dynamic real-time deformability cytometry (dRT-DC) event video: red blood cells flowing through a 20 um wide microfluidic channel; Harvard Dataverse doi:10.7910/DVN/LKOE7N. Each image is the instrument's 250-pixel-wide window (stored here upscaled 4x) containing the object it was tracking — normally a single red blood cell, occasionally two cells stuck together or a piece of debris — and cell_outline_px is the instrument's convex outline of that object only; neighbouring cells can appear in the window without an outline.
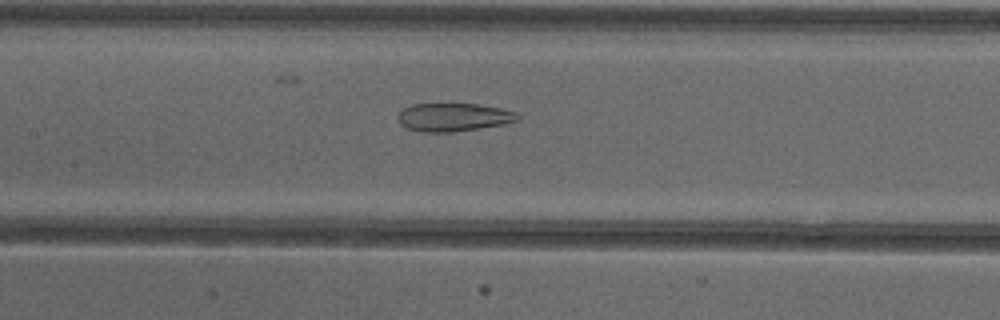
{"species": "common noctule bat (a hibernating species)", "species_latin": "Nyctalus noctula", "temperature_condition": "cold", "stored_images_in_passage": 52, "camera_frame_rate_fps": 3000, "um_per_image_px": 0.085, "animal": {"sex": "female"}, "frame": {"image": 1, "passage_image": 25, "time_ms": 8.0, "image_size_px": [1000, 320], "cell_outline_px": [[520, 120], [504, 124], [452, 132], [420, 132], [408, 128], [400, 124], [396, 116], [404, 108], [412, 104], [476, 104], [500, 108], [516, 112], [520, 116]], "centroid_in_image_um": [38.54, 9.96], "position_along_channel_um": 168.9, "area_um2": 19.65}}
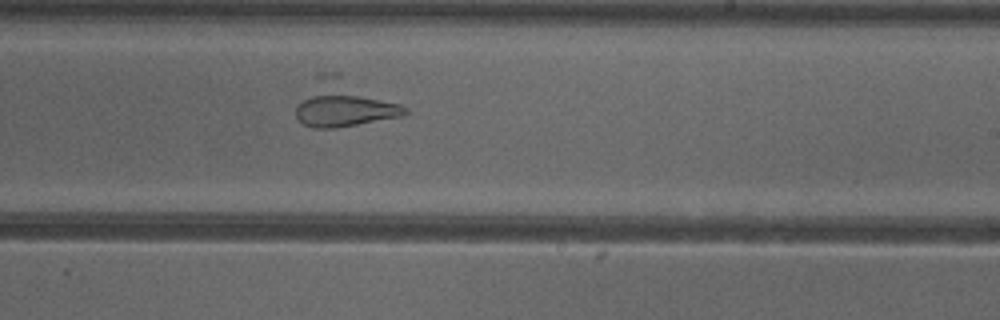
{"frame": {"image": 2, "passage_image": 32, "time_ms": 10.333, "image_size_px": [1000, 320], "cell_outline_px": [[412, 112], [404, 116], [336, 128], [312, 128], [304, 124], [296, 116], [296, 104], [316, 72], [340, 72], [408, 108]], "centroid_in_image_um": [29.21, 8.75], "position_along_channel_um": 259.8, "area_um2": 30.35}}
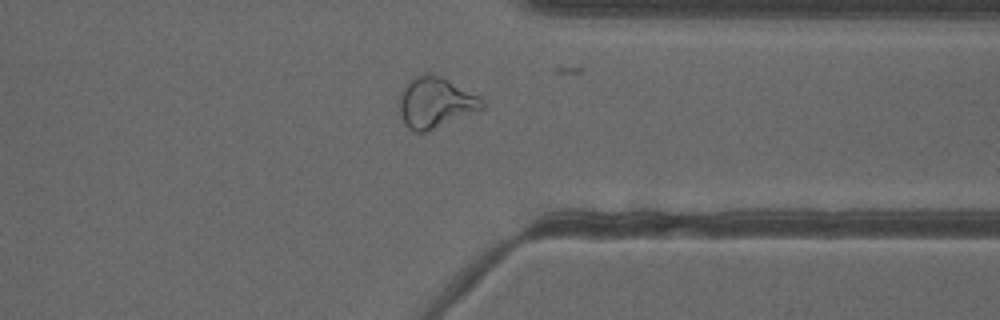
{"frame": {"image": 3, "passage_image": 41, "time_ms": 13.333, "image_size_px": [1000, 320], "cell_outline_px": [[484, 108], [480, 112], [428, 132], [412, 132], [404, 124], [400, 116], [400, 92], [408, 80], [416, 76], [440, 76], [480, 96], [484, 100]], "centroid_in_image_um": [37.05, 8.79], "position_along_channel_um": 374.4, "area_um2": 24.8}, "authors_computed_cell_mechanics": {"area_um2": 26.6458, "velocity_mm_per_s": 3.9121, "shape_relaxation_time_tau1_ms": null, "shape_relaxation_time_tau2_ms": 1.8093, "deformation_change_tau1": null, "deformation_change_tau2": 0.0993}}